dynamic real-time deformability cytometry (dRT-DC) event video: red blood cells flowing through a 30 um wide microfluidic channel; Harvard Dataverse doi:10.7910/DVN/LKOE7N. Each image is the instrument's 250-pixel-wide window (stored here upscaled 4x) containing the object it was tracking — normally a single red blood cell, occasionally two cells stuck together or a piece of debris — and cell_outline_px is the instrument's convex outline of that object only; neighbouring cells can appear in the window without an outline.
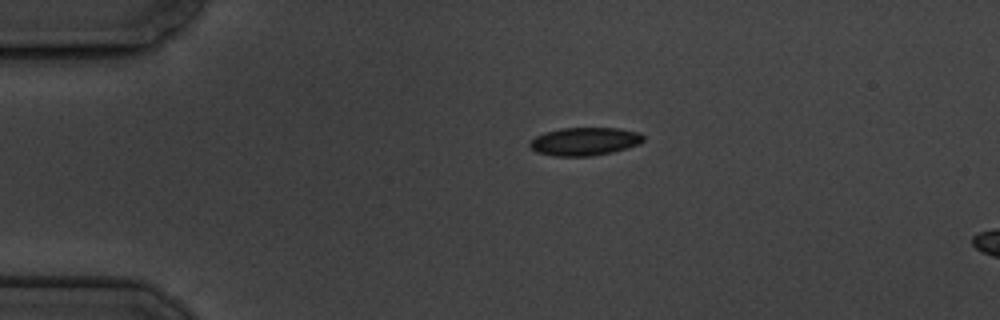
{"species": "common noctule bat (a hibernating species)", "species_latin": "Nyctalus noctula", "temperature_condition": "cold", "stored_images_in_passage": 3, "camera_frame_rate_fps": 3000, "um_per_image_px": 0.085, "animal": {"sex": "male", "body_mass_g": 19.5, "forearm_length_mm": 54.6}, "frame": {"image": 1, "passage_image": 1, "time_ms": 0.0, "image_size_px": [1000, 320], "cell_outline_px": [[644, 140], [640, 144], [628, 148], [612, 152], [592, 156], [552, 156], [536, 152], [528, 144], [536, 136], [544, 132], [564, 128], [620, 128], [640, 132], [644, 136]], "centroid_in_image_um": [49.73, 12.02], "position_along_channel_um": 35.3, "area_um2": 18.73}}